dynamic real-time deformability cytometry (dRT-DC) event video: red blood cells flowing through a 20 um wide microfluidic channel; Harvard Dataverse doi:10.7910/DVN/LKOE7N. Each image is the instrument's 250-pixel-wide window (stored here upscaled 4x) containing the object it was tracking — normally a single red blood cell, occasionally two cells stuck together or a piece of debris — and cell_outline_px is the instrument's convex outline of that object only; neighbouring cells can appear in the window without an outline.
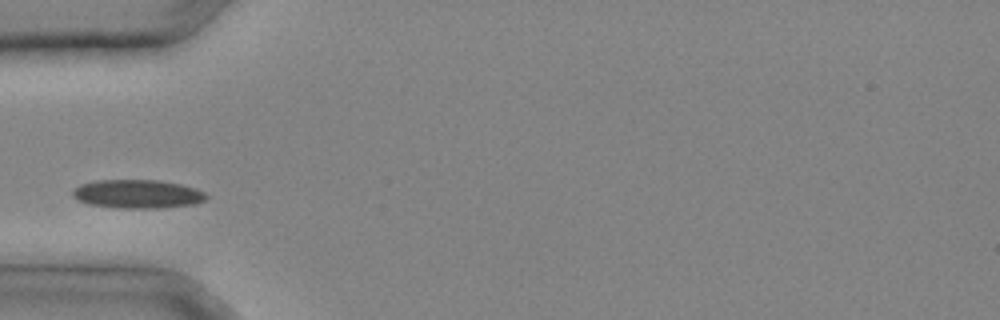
{"species": "common noctule bat (a hibernating species)", "species_latin": "Nyctalus noctula", "temperature_condition": "cold", "stored_images_in_passage": 22, "camera_frame_rate_fps": 3000, "um_per_image_px": 0.085, "animal": {"sex": "male", "body_mass_g": 20.4}, "frame": {"image": 1, "passage_image": 1, "time_ms": 0.0, "image_size_px": [1000, 320], "cell_outline_px": [[208, 196], [204, 200], [196, 204], [160, 208], [116, 208], [88, 204], [72, 196], [72, 188], [80, 184], [96, 180], [156, 180], [180, 184], [196, 188], [204, 192]], "centroid_in_image_um": [11.67, 16.49], "position_along_channel_um": 73.3, "area_um2": 22.43}}
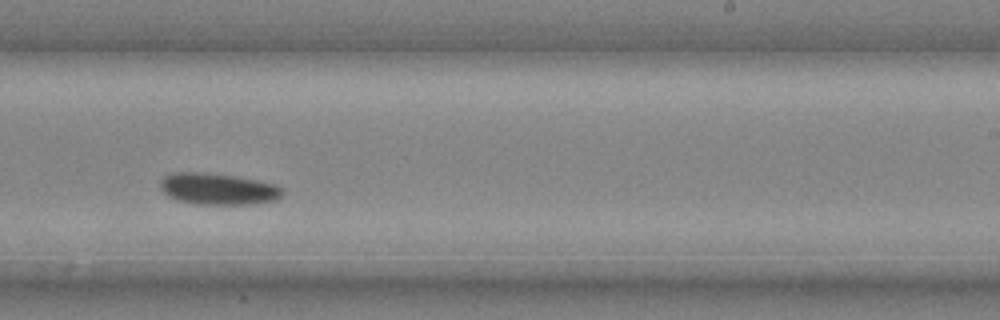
{"frame": {"image": 2, "passage_image": 11, "time_ms": 3.333, "image_size_px": [1000, 320], "cell_outline_px": [[284, 192], [280, 200], [256, 204], [196, 204], [176, 200], [168, 196], [160, 188], [160, 180], [164, 176], [176, 172], [196, 172], [236, 176], [276, 184]], "centroid_in_image_um": [18.56, 16.07], "position_along_channel_um": 270.4, "area_um2": 22.6}}
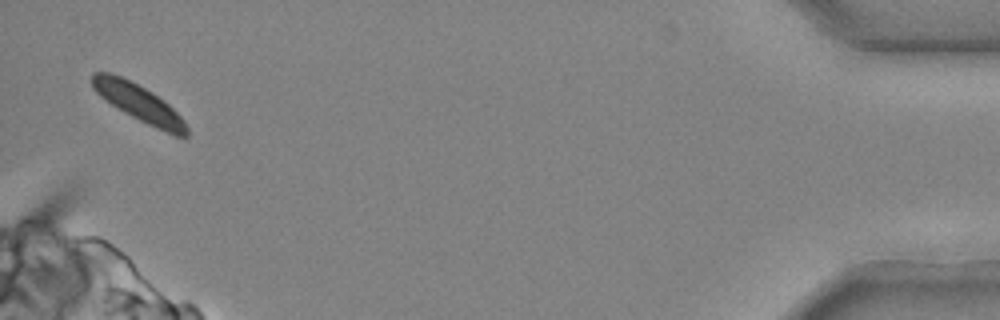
{"frame": {"image": 3, "passage_image": 22, "time_ms": 7.0, "image_size_px": [1000, 320], "cell_outline_px": [[188, 136], [184, 140], [156, 128], [124, 112], [100, 96], [92, 88], [92, 72], [108, 72], [120, 76], [152, 92], [164, 100], [184, 120], [188, 128]], "centroid_in_image_um": [11.84, 8.78], "position_along_channel_um": 423.4, "area_um2": 20.23}}